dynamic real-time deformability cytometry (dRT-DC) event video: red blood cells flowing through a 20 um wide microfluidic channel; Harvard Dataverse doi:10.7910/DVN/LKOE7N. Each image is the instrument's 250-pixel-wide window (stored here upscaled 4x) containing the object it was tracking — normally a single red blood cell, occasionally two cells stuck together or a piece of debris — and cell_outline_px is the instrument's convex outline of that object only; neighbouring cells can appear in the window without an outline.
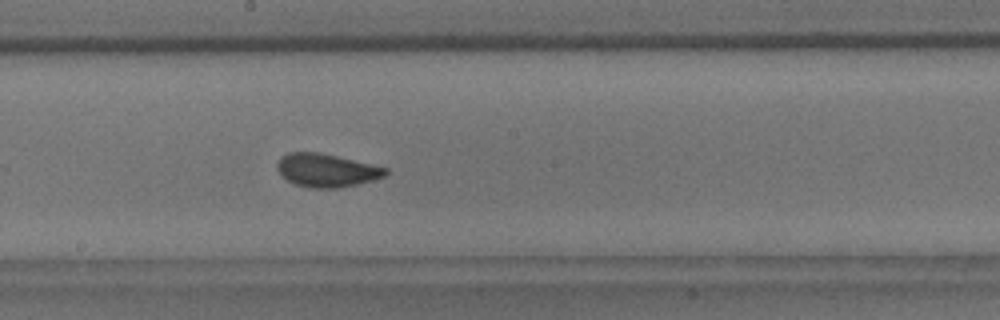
{"species": "common noctule bat (a hibernating species)", "species_latin": "Nyctalus noctula", "temperature_condition": "room temperature", "stored_images_in_passage": 42, "camera_frame_rate_fps": 3000, "um_per_image_px": 0.085, "animal": {"sex": "male", "body_mass_g": 18.8}, "frame": {"image": 1, "passage_image": 19, "time_ms": 6.0, "image_size_px": [1000, 320], "cell_outline_px": [[388, 172], [384, 176], [372, 180], [340, 188], [308, 188], [296, 184], [288, 180], [276, 168], [276, 164], [280, 156], [288, 152], [316, 152], [336, 156], [372, 164], [388, 168]], "centroid_in_image_um": [27.73, 14.47], "position_along_channel_um": 220.5, "area_um2": 20.87}, "authors_computed_cell_mechanics": {"area_um2": 20.808, "velocity_mm_per_s": 3.5413, "shape_relaxation_time_tau1_ms": 3.9447, "shape_relaxation_time_tau2_ms": null, "deformation_change_tau1": 0.1039, "deformation_change_tau2": null}}